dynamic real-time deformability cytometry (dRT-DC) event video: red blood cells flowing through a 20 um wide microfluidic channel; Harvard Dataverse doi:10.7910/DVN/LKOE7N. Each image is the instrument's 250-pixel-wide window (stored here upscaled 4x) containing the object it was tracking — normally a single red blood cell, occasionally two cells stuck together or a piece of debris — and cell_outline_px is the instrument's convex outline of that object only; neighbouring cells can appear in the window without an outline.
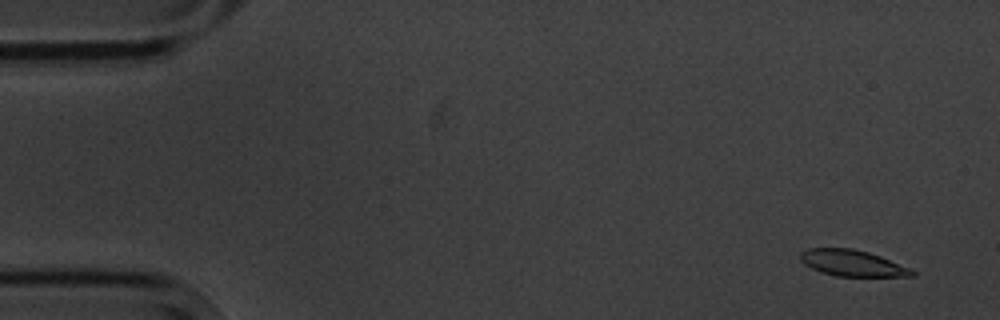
{"species": "common noctule bat (a hibernating species)", "species_latin": "Nyctalus noctula", "temperature_condition": "cold", "stored_images_in_passage": 4, "camera_frame_rate_fps": 3000, "um_per_image_px": 0.085, "animal": {"sex": "male", "body_mass_g": 20.1, "forearm_length_mm": 53.5}, "frame": {"image": 1, "passage_image": 1, "time_ms": 0.0, "image_size_px": [1000, 320], "cell_outline_px": [[916, 276], [836, 276], [812, 268], [804, 264], [800, 260], [800, 252], [808, 248], [852, 248], [868, 252], [880, 256], [908, 268], [916, 272]], "centroid_in_image_um": [72.42, 22.35], "position_along_channel_um": 12.6, "area_um2": 16.82}}